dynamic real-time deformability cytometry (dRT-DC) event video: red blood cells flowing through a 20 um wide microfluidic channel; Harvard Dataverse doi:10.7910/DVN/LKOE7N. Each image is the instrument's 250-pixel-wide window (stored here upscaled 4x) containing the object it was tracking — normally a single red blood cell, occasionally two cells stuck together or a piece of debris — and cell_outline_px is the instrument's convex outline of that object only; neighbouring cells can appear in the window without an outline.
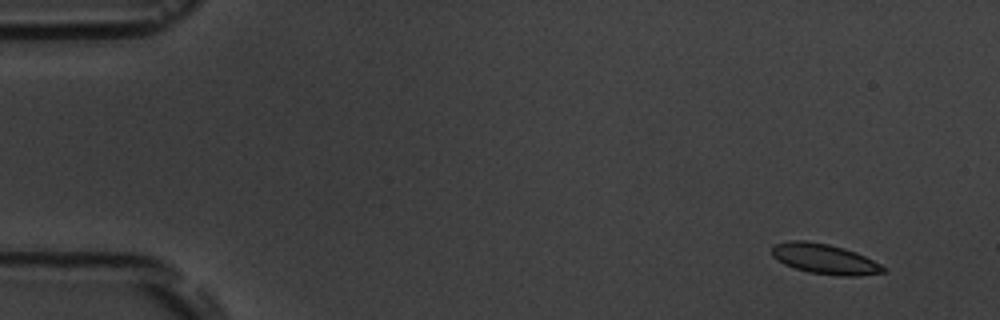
{"species": "common noctule bat (a hibernating species)", "species_latin": "Nyctalus noctula", "temperature_condition": "room temperature", "stored_images_in_passage": 6, "camera_frame_rate_fps": 3000, "um_per_image_px": 0.085, "animal": {"sex": "male", "body_mass_g": 19.5, "forearm_length_mm": 54.6}, "frame": {"image": 1, "passage_image": 1, "time_ms": 0.0, "image_size_px": [1000, 320], "cell_outline_px": [[888, 268], [884, 272], [860, 276], [840, 276], [808, 272], [784, 264], [772, 256], [772, 248], [776, 244], [788, 240], [804, 240], [828, 244], [844, 248], [856, 252]], "centroid_in_image_um": [70.1, 22.01], "position_along_channel_um": 14.9, "area_um2": 19.54}}
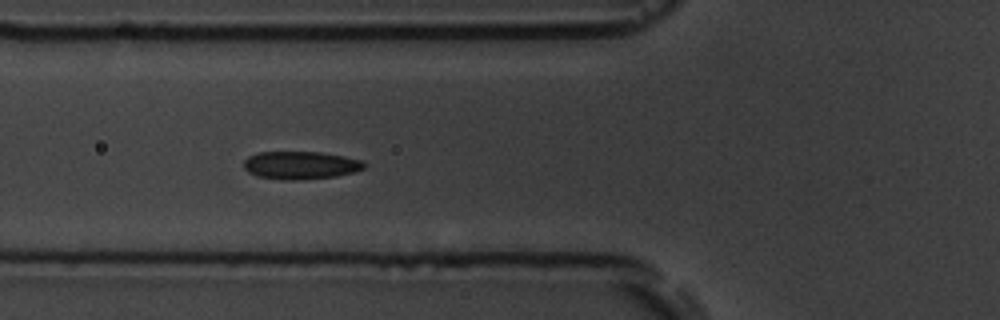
{"frame": {"image": 2, "passage_image": 6, "time_ms": 5.667, "image_size_px": [1000, 320], "cell_outline_px": [[368, 164], [364, 168], [356, 172], [336, 176], [300, 180], [280, 180], [256, 176], [248, 172], [244, 168], [244, 160], [248, 156], [256, 152], [320, 152], [344, 156], [364, 160]], "centroid_in_image_um": [25.57, 14.05], "position_along_channel_um": 100.2, "area_um2": 19.94}}